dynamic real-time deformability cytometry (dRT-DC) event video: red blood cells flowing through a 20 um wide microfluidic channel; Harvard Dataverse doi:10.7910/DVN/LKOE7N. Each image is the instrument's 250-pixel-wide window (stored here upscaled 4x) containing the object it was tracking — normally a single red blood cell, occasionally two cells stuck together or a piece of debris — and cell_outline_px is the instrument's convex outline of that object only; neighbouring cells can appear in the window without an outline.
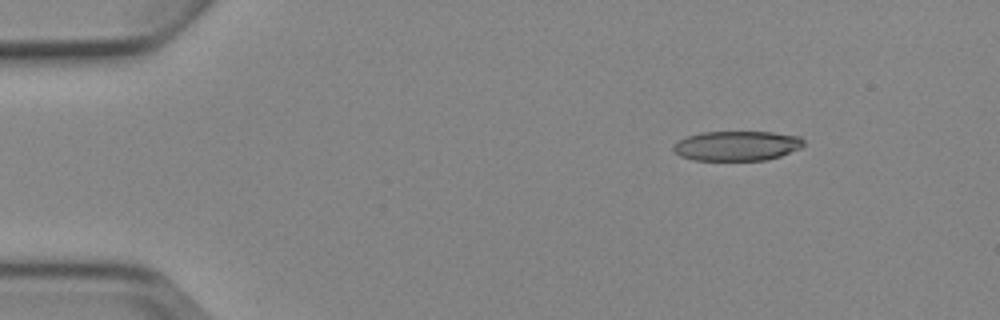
{"species": "Egyptian fruit bat (a non-hibernating species)", "species_latin": "Rousettus aegyptiacus", "temperature_condition": "cold", "stored_images_in_passage": 4, "camera_frame_rate_fps": 3000, "um_per_image_px": 0.085, "animal": {"sex": "female"}, "frame": {"image": 1, "passage_image": 2, "time_ms": 1.0, "image_size_px": [1000, 320], "cell_outline_px": [[804, 144], [800, 148], [780, 156], [768, 160], [696, 160], [680, 156], [672, 148], [680, 140], [688, 136], [700, 132], [772, 132], [800, 136], [804, 140]], "centroid_in_image_um": [62.67, 12.39], "position_along_channel_um": 22.3, "area_um2": 22.48}}